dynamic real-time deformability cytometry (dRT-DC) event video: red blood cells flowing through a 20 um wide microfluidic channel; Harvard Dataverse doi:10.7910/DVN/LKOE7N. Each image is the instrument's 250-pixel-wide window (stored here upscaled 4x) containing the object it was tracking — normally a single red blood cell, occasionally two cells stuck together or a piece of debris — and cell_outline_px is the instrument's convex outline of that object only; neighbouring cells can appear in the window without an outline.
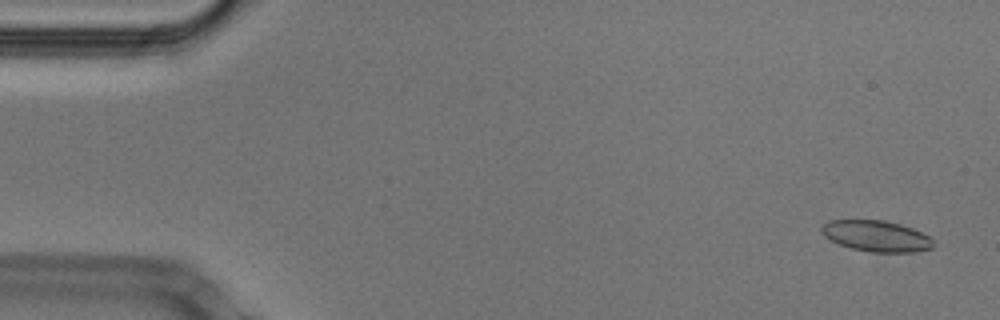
{"species": "Egyptian fruit bat (a non-hibernating species)", "species_latin": "Rousettus aegyptiacus", "temperature_condition": "cold", "stored_images_in_passage": 52, "segment_of_instrument_passage": [1, 2], "camera_frame_rate_fps": 3000, "um_per_image_px": 0.085, "animal": {"sex": "male"}, "frame": {"image": 1, "passage_image": 1, "time_ms": 0.0, "image_size_px": [1000, 320], "cell_outline_px": [[932, 248], [912, 252], [872, 252], [852, 248], [840, 244], [824, 236], [820, 232], [820, 228], [828, 220], [884, 220], [900, 224], [912, 228], [928, 236], [932, 240]], "centroid_in_image_um": [74.45, 20.05], "position_along_channel_um": 10.5, "area_um2": 20.0}}
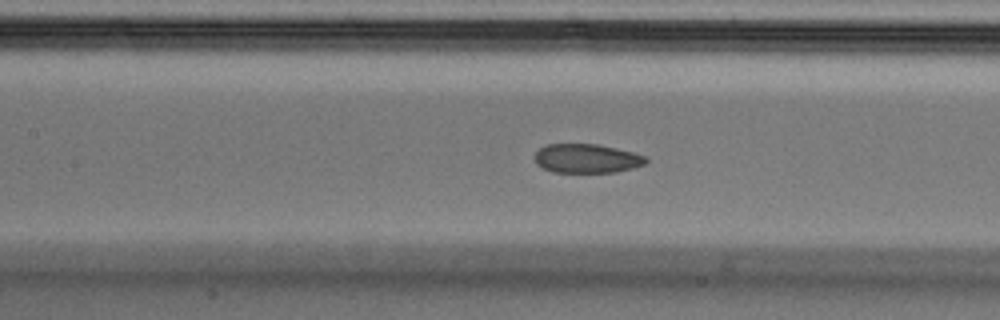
{"frame": {"image": 2, "passage_image": 22, "time_ms": 7.0, "image_size_px": [1000, 320], "cell_outline_px": [[648, 160], [644, 164], [632, 168], [616, 172], [552, 172], [536, 164], [536, 152], [544, 144], [596, 144], [616, 148], [648, 156]], "centroid_in_image_um": [49.89, 13.47], "position_along_channel_um": 157.5, "area_um2": 18.79}}
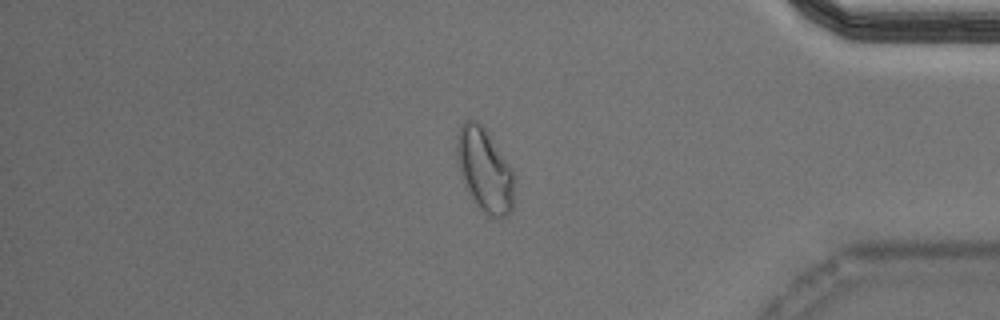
{"frame": {"image": 3, "passage_image": 43, "time_ms": 14.0, "image_size_px": [1000, 320], "cell_outline_px": [[516, 176], [512, 208], [508, 216], [488, 216], [476, 204], [468, 192], [464, 184], [460, 172], [456, 156], [456, 136], [464, 120], [476, 120], [484, 128], [512, 168]], "centroid_in_image_um": [41.2, 14.46], "position_along_channel_um": 394.0, "area_um2": 27.98}}